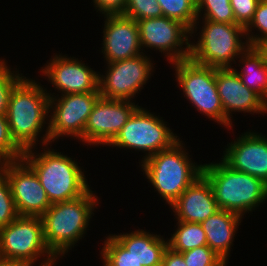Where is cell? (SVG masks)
I'll list each match as a JSON object with an SVG mask.
<instances>
[{"label":"cell","mask_w":267,"mask_h":266,"mask_svg":"<svg viewBox=\"0 0 267 266\" xmlns=\"http://www.w3.org/2000/svg\"><path fill=\"white\" fill-rule=\"evenodd\" d=\"M48 94L39 82L26 77L10 93L6 116L11 136L23 151L36 149L34 146L51 112Z\"/></svg>","instance_id":"6da1fadb"},{"label":"cell","mask_w":267,"mask_h":266,"mask_svg":"<svg viewBox=\"0 0 267 266\" xmlns=\"http://www.w3.org/2000/svg\"><path fill=\"white\" fill-rule=\"evenodd\" d=\"M24 151L22 159L34 170L51 204L77 199L91 189L78 162L47 149L36 153Z\"/></svg>","instance_id":"7a4b0ae2"},{"label":"cell","mask_w":267,"mask_h":266,"mask_svg":"<svg viewBox=\"0 0 267 266\" xmlns=\"http://www.w3.org/2000/svg\"><path fill=\"white\" fill-rule=\"evenodd\" d=\"M97 200L90 190L77 199L53 203L41 216L46 245L57 258L64 256L87 233Z\"/></svg>","instance_id":"3957f363"},{"label":"cell","mask_w":267,"mask_h":266,"mask_svg":"<svg viewBox=\"0 0 267 266\" xmlns=\"http://www.w3.org/2000/svg\"><path fill=\"white\" fill-rule=\"evenodd\" d=\"M202 174L211 184L218 207L244 218L267 199V184L244 172L231 169L222 160L203 164Z\"/></svg>","instance_id":"277c9868"},{"label":"cell","mask_w":267,"mask_h":266,"mask_svg":"<svg viewBox=\"0 0 267 266\" xmlns=\"http://www.w3.org/2000/svg\"><path fill=\"white\" fill-rule=\"evenodd\" d=\"M182 140L142 161L143 174L169 205L202 174L203 165L192 163Z\"/></svg>","instance_id":"5b68a950"},{"label":"cell","mask_w":267,"mask_h":266,"mask_svg":"<svg viewBox=\"0 0 267 266\" xmlns=\"http://www.w3.org/2000/svg\"><path fill=\"white\" fill-rule=\"evenodd\" d=\"M197 42L190 44V59L197 64L216 69L232 68L248 47L245 28L235 23H220L202 19ZM242 37L246 41L242 42ZM235 58V59H234Z\"/></svg>","instance_id":"8992f818"},{"label":"cell","mask_w":267,"mask_h":266,"mask_svg":"<svg viewBox=\"0 0 267 266\" xmlns=\"http://www.w3.org/2000/svg\"><path fill=\"white\" fill-rule=\"evenodd\" d=\"M163 121L139 106L108 146L134 149L146 153L142 161L159 151L170 148L178 136Z\"/></svg>","instance_id":"52a82bcc"},{"label":"cell","mask_w":267,"mask_h":266,"mask_svg":"<svg viewBox=\"0 0 267 266\" xmlns=\"http://www.w3.org/2000/svg\"><path fill=\"white\" fill-rule=\"evenodd\" d=\"M171 64L186 99L202 115L224 125V110L216 86V68L197 64L190 58Z\"/></svg>","instance_id":"ba28073f"},{"label":"cell","mask_w":267,"mask_h":266,"mask_svg":"<svg viewBox=\"0 0 267 266\" xmlns=\"http://www.w3.org/2000/svg\"><path fill=\"white\" fill-rule=\"evenodd\" d=\"M45 255L57 258L46 245L41 217L19 215L0 228V258L33 266Z\"/></svg>","instance_id":"9c48e42d"},{"label":"cell","mask_w":267,"mask_h":266,"mask_svg":"<svg viewBox=\"0 0 267 266\" xmlns=\"http://www.w3.org/2000/svg\"><path fill=\"white\" fill-rule=\"evenodd\" d=\"M50 97L48 126L45 135L41 139L42 145L47 147L54 140L63 136L76 137L83 142V133L86 122L93 106L100 97V92L74 93L57 96L48 94ZM54 96V97H53ZM57 97V98H56ZM51 142V143H50ZM47 145V146H46Z\"/></svg>","instance_id":"30bf717a"},{"label":"cell","mask_w":267,"mask_h":266,"mask_svg":"<svg viewBox=\"0 0 267 266\" xmlns=\"http://www.w3.org/2000/svg\"><path fill=\"white\" fill-rule=\"evenodd\" d=\"M105 75L99 73L100 96L107 99L130 100L143 88L154 68L150 58L141 54L107 63Z\"/></svg>","instance_id":"8fae6325"},{"label":"cell","mask_w":267,"mask_h":266,"mask_svg":"<svg viewBox=\"0 0 267 266\" xmlns=\"http://www.w3.org/2000/svg\"><path fill=\"white\" fill-rule=\"evenodd\" d=\"M136 22L141 48L149 47L165 53L169 64L190 58L191 41L188 38L191 31L181 22L165 16ZM183 45L186 46L183 48Z\"/></svg>","instance_id":"7c38bea8"},{"label":"cell","mask_w":267,"mask_h":266,"mask_svg":"<svg viewBox=\"0 0 267 266\" xmlns=\"http://www.w3.org/2000/svg\"><path fill=\"white\" fill-rule=\"evenodd\" d=\"M1 171L10 183L18 215L41 217L52 205L36 173L23 159L2 162Z\"/></svg>","instance_id":"4fadbf2b"},{"label":"cell","mask_w":267,"mask_h":266,"mask_svg":"<svg viewBox=\"0 0 267 266\" xmlns=\"http://www.w3.org/2000/svg\"><path fill=\"white\" fill-rule=\"evenodd\" d=\"M130 100L99 97L88 117L83 142L88 145H109L138 108Z\"/></svg>","instance_id":"5bb4252c"},{"label":"cell","mask_w":267,"mask_h":266,"mask_svg":"<svg viewBox=\"0 0 267 266\" xmlns=\"http://www.w3.org/2000/svg\"><path fill=\"white\" fill-rule=\"evenodd\" d=\"M41 72L61 95L99 92V74L78 58L54 55Z\"/></svg>","instance_id":"9a60e30c"},{"label":"cell","mask_w":267,"mask_h":266,"mask_svg":"<svg viewBox=\"0 0 267 266\" xmlns=\"http://www.w3.org/2000/svg\"><path fill=\"white\" fill-rule=\"evenodd\" d=\"M216 86L224 110V126L232 128V112L267 113V103L245 86L233 68L216 69Z\"/></svg>","instance_id":"2e32d148"},{"label":"cell","mask_w":267,"mask_h":266,"mask_svg":"<svg viewBox=\"0 0 267 266\" xmlns=\"http://www.w3.org/2000/svg\"><path fill=\"white\" fill-rule=\"evenodd\" d=\"M227 144L222 161L231 169L252 175L267 184V138L262 133L244 132Z\"/></svg>","instance_id":"e0dca14e"},{"label":"cell","mask_w":267,"mask_h":266,"mask_svg":"<svg viewBox=\"0 0 267 266\" xmlns=\"http://www.w3.org/2000/svg\"><path fill=\"white\" fill-rule=\"evenodd\" d=\"M105 18L102 53L106 63L143 54L138 25L134 19L124 15H106Z\"/></svg>","instance_id":"ac0fdd59"},{"label":"cell","mask_w":267,"mask_h":266,"mask_svg":"<svg viewBox=\"0 0 267 266\" xmlns=\"http://www.w3.org/2000/svg\"><path fill=\"white\" fill-rule=\"evenodd\" d=\"M177 221L201 223L220 208L215 200L211 184L201 174L170 205Z\"/></svg>","instance_id":"d6986e66"},{"label":"cell","mask_w":267,"mask_h":266,"mask_svg":"<svg viewBox=\"0 0 267 266\" xmlns=\"http://www.w3.org/2000/svg\"><path fill=\"white\" fill-rule=\"evenodd\" d=\"M241 219L235 213L219 209L200 223L206 233L207 245L226 263Z\"/></svg>","instance_id":"ffe728a7"},{"label":"cell","mask_w":267,"mask_h":266,"mask_svg":"<svg viewBox=\"0 0 267 266\" xmlns=\"http://www.w3.org/2000/svg\"><path fill=\"white\" fill-rule=\"evenodd\" d=\"M112 236L143 266H161L168 241L160 234H151L141 229Z\"/></svg>","instance_id":"44dd1931"},{"label":"cell","mask_w":267,"mask_h":266,"mask_svg":"<svg viewBox=\"0 0 267 266\" xmlns=\"http://www.w3.org/2000/svg\"><path fill=\"white\" fill-rule=\"evenodd\" d=\"M238 58L244 66L233 68L242 83L267 103V51L260 46H249Z\"/></svg>","instance_id":"7402d4cb"},{"label":"cell","mask_w":267,"mask_h":266,"mask_svg":"<svg viewBox=\"0 0 267 266\" xmlns=\"http://www.w3.org/2000/svg\"><path fill=\"white\" fill-rule=\"evenodd\" d=\"M177 229L168 239V247L182 253L196 247L207 245L206 233L200 223L178 221Z\"/></svg>","instance_id":"603a6c76"},{"label":"cell","mask_w":267,"mask_h":266,"mask_svg":"<svg viewBox=\"0 0 267 266\" xmlns=\"http://www.w3.org/2000/svg\"><path fill=\"white\" fill-rule=\"evenodd\" d=\"M163 16L181 22L191 31V37L199 25L196 0H157ZM198 23V24H197Z\"/></svg>","instance_id":"cb8c5ba5"},{"label":"cell","mask_w":267,"mask_h":266,"mask_svg":"<svg viewBox=\"0 0 267 266\" xmlns=\"http://www.w3.org/2000/svg\"><path fill=\"white\" fill-rule=\"evenodd\" d=\"M197 18L220 23H235L230 0H196ZM204 10V12H203ZM202 11V12H201ZM203 13V17L201 16Z\"/></svg>","instance_id":"d4e9b609"},{"label":"cell","mask_w":267,"mask_h":266,"mask_svg":"<svg viewBox=\"0 0 267 266\" xmlns=\"http://www.w3.org/2000/svg\"><path fill=\"white\" fill-rule=\"evenodd\" d=\"M106 238L100 253L104 266H143L112 234Z\"/></svg>","instance_id":"484cf974"},{"label":"cell","mask_w":267,"mask_h":266,"mask_svg":"<svg viewBox=\"0 0 267 266\" xmlns=\"http://www.w3.org/2000/svg\"><path fill=\"white\" fill-rule=\"evenodd\" d=\"M252 28H257L261 34L253 35ZM245 33L249 46L263 47L267 43V0L259 1L252 20L245 27Z\"/></svg>","instance_id":"4316f807"},{"label":"cell","mask_w":267,"mask_h":266,"mask_svg":"<svg viewBox=\"0 0 267 266\" xmlns=\"http://www.w3.org/2000/svg\"><path fill=\"white\" fill-rule=\"evenodd\" d=\"M24 151L13 140L6 114H0V160L15 161L22 159Z\"/></svg>","instance_id":"83f0119b"},{"label":"cell","mask_w":267,"mask_h":266,"mask_svg":"<svg viewBox=\"0 0 267 266\" xmlns=\"http://www.w3.org/2000/svg\"><path fill=\"white\" fill-rule=\"evenodd\" d=\"M123 15L139 21L162 17L163 13L157 0H127Z\"/></svg>","instance_id":"f1b7e54d"},{"label":"cell","mask_w":267,"mask_h":266,"mask_svg":"<svg viewBox=\"0 0 267 266\" xmlns=\"http://www.w3.org/2000/svg\"><path fill=\"white\" fill-rule=\"evenodd\" d=\"M10 183L0 170V228L8 225L18 217Z\"/></svg>","instance_id":"f546056e"},{"label":"cell","mask_w":267,"mask_h":266,"mask_svg":"<svg viewBox=\"0 0 267 266\" xmlns=\"http://www.w3.org/2000/svg\"><path fill=\"white\" fill-rule=\"evenodd\" d=\"M187 266H226V262L208 245L181 253Z\"/></svg>","instance_id":"4dcf8cb0"},{"label":"cell","mask_w":267,"mask_h":266,"mask_svg":"<svg viewBox=\"0 0 267 266\" xmlns=\"http://www.w3.org/2000/svg\"><path fill=\"white\" fill-rule=\"evenodd\" d=\"M6 64L4 59H0V114L7 113L10 93L14 86L24 77L17 71H11Z\"/></svg>","instance_id":"1f68e13d"},{"label":"cell","mask_w":267,"mask_h":266,"mask_svg":"<svg viewBox=\"0 0 267 266\" xmlns=\"http://www.w3.org/2000/svg\"><path fill=\"white\" fill-rule=\"evenodd\" d=\"M259 1L260 0H230L235 17V24H239L245 28L252 20Z\"/></svg>","instance_id":"d6a6232c"},{"label":"cell","mask_w":267,"mask_h":266,"mask_svg":"<svg viewBox=\"0 0 267 266\" xmlns=\"http://www.w3.org/2000/svg\"><path fill=\"white\" fill-rule=\"evenodd\" d=\"M127 0H93L95 8L101 14L106 15H123Z\"/></svg>","instance_id":"836d02e7"},{"label":"cell","mask_w":267,"mask_h":266,"mask_svg":"<svg viewBox=\"0 0 267 266\" xmlns=\"http://www.w3.org/2000/svg\"><path fill=\"white\" fill-rule=\"evenodd\" d=\"M161 266H187V265L181 253L175 252L168 247L163 254Z\"/></svg>","instance_id":"e575fe53"},{"label":"cell","mask_w":267,"mask_h":266,"mask_svg":"<svg viewBox=\"0 0 267 266\" xmlns=\"http://www.w3.org/2000/svg\"><path fill=\"white\" fill-rule=\"evenodd\" d=\"M0 266H25L23 263L0 258Z\"/></svg>","instance_id":"d590c367"},{"label":"cell","mask_w":267,"mask_h":266,"mask_svg":"<svg viewBox=\"0 0 267 266\" xmlns=\"http://www.w3.org/2000/svg\"><path fill=\"white\" fill-rule=\"evenodd\" d=\"M44 259H42L43 261L41 262V265L39 263V266H53L55 263H57L56 261L59 258H44Z\"/></svg>","instance_id":"8d00e7d4"},{"label":"cell","mask_w":267,"mask_h":266,"mask_svg":"<svg viewBox=\"0 0 267 266\" xmlns=\"http://www.w3.org/2000/svg\"><path fill=\"white\" fill-rule=\"evenodd\" d=\"M263 48L267 51V43L263 46Z\"/></svg>","instance_id":"74e56055"}]
</instances>
